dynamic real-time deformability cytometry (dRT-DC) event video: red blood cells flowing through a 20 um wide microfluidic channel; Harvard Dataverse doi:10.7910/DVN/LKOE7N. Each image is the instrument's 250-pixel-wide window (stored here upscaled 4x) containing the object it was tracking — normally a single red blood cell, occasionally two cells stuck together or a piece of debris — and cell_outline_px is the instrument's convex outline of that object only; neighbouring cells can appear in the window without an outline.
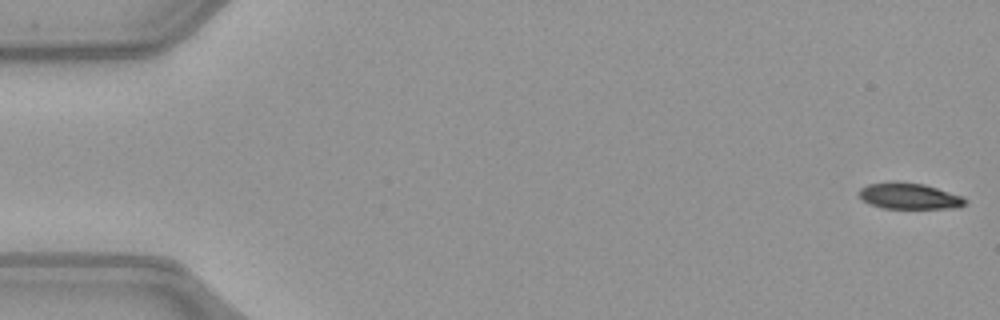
{"species": "common noctule bat (a hibernating species)", "species_latin": "Nyctalus noctula", "temperature_condition": "warm", "stored_images_in_passage": 51, "camera_frame_rate_fps": 3000, "um_per_image_px": 0.085, "animal": {"sex": "female", "body_mass_g": 21.9}, "frame": {"image": 1, "passage_image": 1, "time_ms": 0.0, "image_size_px": [1000, 320], "cell_outline_px": [[968, 204], [956, 208], [884, 208], [868, 204], [860, 196], [860, 188], [868, 184], [896, 180], [924, 184], [964, 196], [968, 200]], "centroid_in_image_um": [77.33, 16.65], "position_along_channel_um": 7.7, "area_um2": 16.42}}
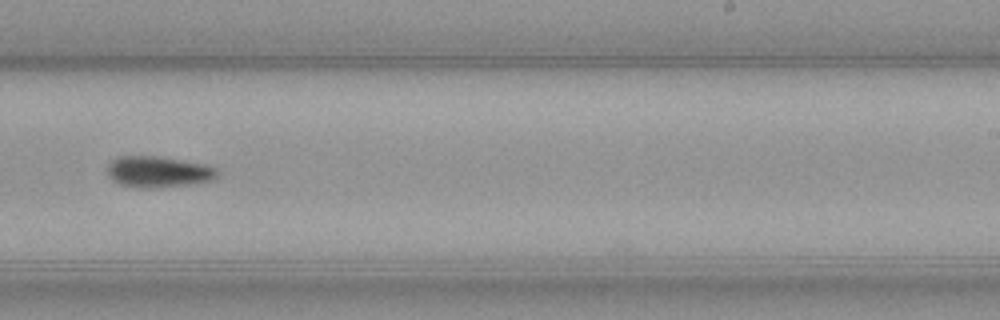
{"frame": {"image": 2, "passage_image": 32, "time_ms": 10.333, "image_size_px": [1000, 320], "cell_outline_px": [[216, 176], [212, 180], [192, 184], [160, 188], [144, 188], [120, 184], [112, 180], [108, 176], [108, 164], [112, 160], [120, 156], [160, 156], [204, 164], [216, 168]], "centroid_in_image_um": [13.43, 14.61], "position_along_channel_um": 275.6, "area_um2": 19.94}}
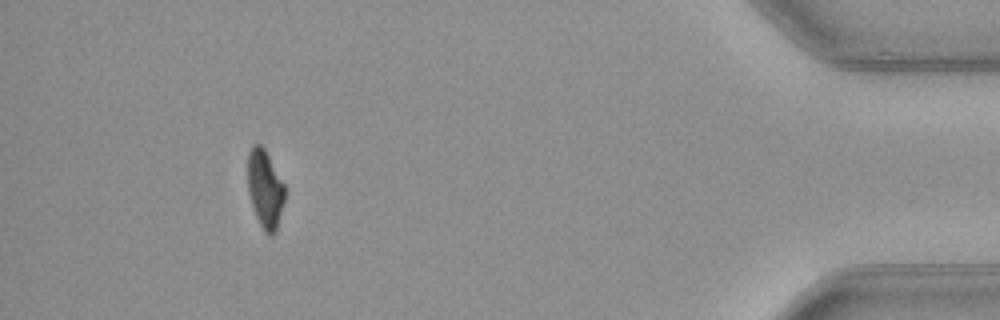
{"frame": {"image": 3, "passage_image": 47, "time_ms": 15.333, "image_size_px": [1000, 320], "cell_outline_px": [[284, 200], [276, 232], [272, 236], [268, 236], [264, 232], [256, 216], [248, 192], [248, 152], [252, 144], [260, 144], [264, 148], [284, 184]], "centroid_in_image_um": [22.52, 16.08], "position_along_channel_um": 412.7, "area_um2": 16.76}, "authors_computed_cell_mechanics": {"area_um2": 18.6116, "velocity_mm_per_s": 4.0352, "shape_relaxation_time_tau1_ms": 4.6152, "shape_relaxation_time_tau2_ms": null, "deformation_change_tau1": 0.1602, "deformation_change_tau2": null}}